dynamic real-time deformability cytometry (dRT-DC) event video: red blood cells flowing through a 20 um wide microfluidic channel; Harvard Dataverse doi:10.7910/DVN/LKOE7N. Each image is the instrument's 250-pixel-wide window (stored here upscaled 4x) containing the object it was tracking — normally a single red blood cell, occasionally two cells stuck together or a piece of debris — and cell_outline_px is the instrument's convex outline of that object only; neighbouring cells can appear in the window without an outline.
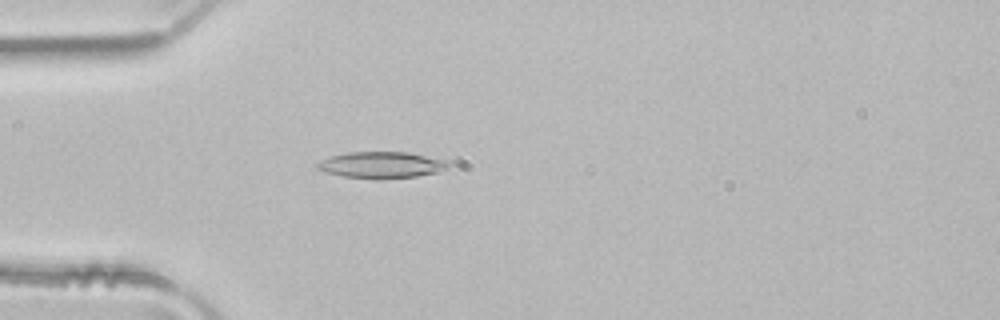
{"species": "common noctule bat (a hibernating species)", "species_latin": "Nyctalus noctula", "temperature_condition": "room temperature", "stored_images_in_passage": 3, "camera_frame_rate_fps": 3000, "um_per_image_px": 0.085, "animal": {"sex": "male", "body_mass_g": 21.5, "forearm_length_mm": 52.0}, "frame": {"image": 1, "passage_image": 3, "time_ms": 0.667, "image_size_px": [1000, 320], "cell_outline_px": [[448, 168], [440, 172], [416, 176], [384, 180], [376, 180], [340, 176], [324, 172], [316, 168], [316, 164], [332, 156], [348, 152], [408, 152], [448, 160]], "centroid_in_image_um": [32.45, 14.04], "position_along_channel_um": 52.5, "area_um2": 20.52}}